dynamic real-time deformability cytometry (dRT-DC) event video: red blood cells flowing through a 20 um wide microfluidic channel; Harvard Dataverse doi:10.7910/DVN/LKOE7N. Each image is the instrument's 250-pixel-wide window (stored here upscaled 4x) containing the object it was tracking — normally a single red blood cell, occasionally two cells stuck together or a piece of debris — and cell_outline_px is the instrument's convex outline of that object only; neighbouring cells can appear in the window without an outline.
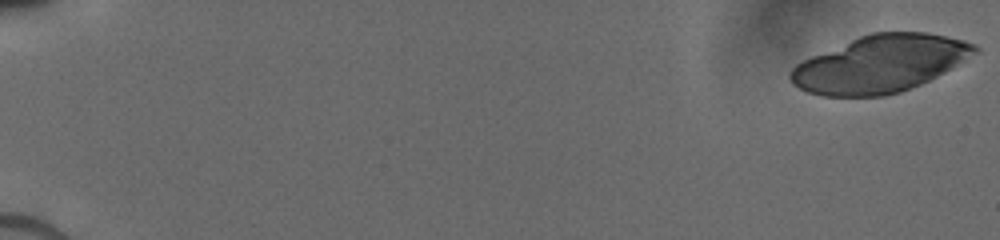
{"species": "human", "species_latin": "Homo sapiens", "temperature_condition": "cold", "stored_images_in_passage": 35, "camera_frame_rate_fps": 3000, "um_per_image_px": 0.085, "donor": {"sex": "male"}, "frame": {"image": 1, "passage_image": 1, "time_ms": 0.0, "image_size_px": [1000, 240], "cell_outline_px": [[980, 52], [944, 72], [920, 84], [900, 92], [884, 96], [824, 96], [808, 92], [792, 84], [788, 76], [788, 72], [796, 64], [812, 56], [860, 36], [872, 32], [928, 32], [964, 40], [976, 44], [980, 48]], "centroid_in_image_um": [74.83, 5.43], "position_along_channel_um": 10.2, "area_um2": 61.15}}
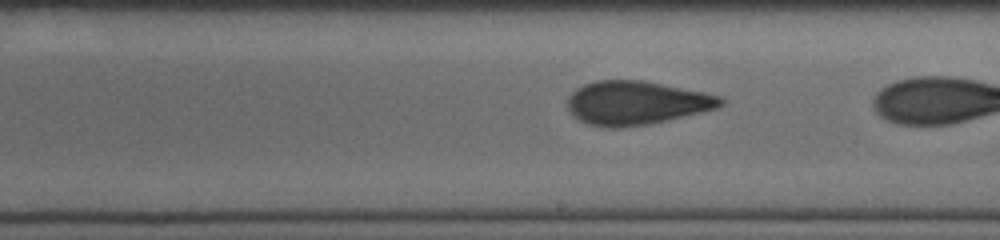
{"frame": {"image": 2, "passage_image": 24, "time_ms": 10.0, "image_size_px": [1000, 240], "cell_outline_px": [[724, 104], [720, 108], [668, 120], [648, 124], [620, 128], [604, 128], [588, 124], [580, 120], [568, 108], [568, 96], [576, 88], [584, 84], [596, 80], [640, 80], [704, 92], [724, 96]], "centroid_in_image_um": [54.12, 8.75], "position_along_channel_um": 234.9, "area_um2": 39.13}}
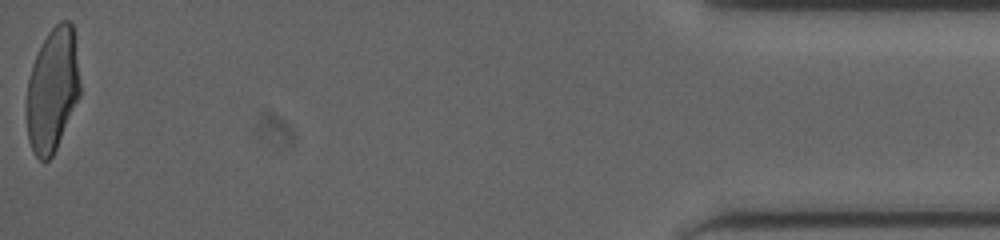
{"frame": {"image": 3, "passage_image": 35, "time_ms": 17.333, "image_size_px": [1000, 240], "cell_outline_px": [[80, 96], [56, 148], [52, 156], [44, 164], [36, 156], [28, 140], [28, 80], [32, 64], [48, 32], [60, 20], [68, 20], [72, 24], [76, 36], [80, 84]], "centroid_in_image_um": [4.5, 7.6], "position_along_channel_um": 430.7, "area_um2": 38.32}}